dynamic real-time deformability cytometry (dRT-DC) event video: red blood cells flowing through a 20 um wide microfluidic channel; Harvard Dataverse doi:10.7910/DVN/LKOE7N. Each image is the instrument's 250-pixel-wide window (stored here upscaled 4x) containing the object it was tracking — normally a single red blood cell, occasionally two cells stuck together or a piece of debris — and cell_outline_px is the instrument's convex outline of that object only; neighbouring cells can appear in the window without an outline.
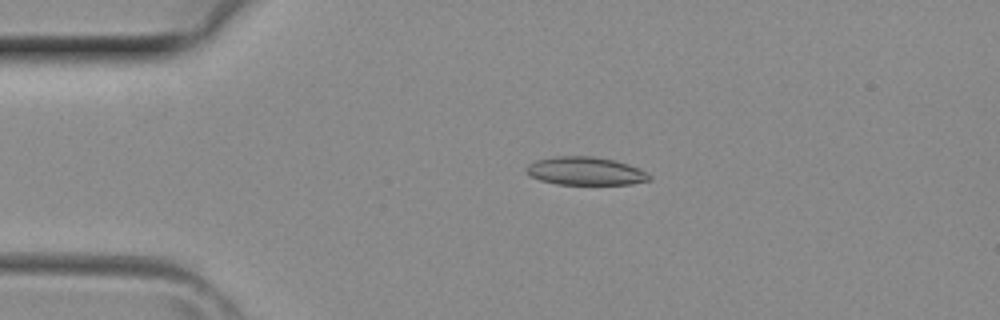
{"species": "common noctule bat (a hibernating species)", "species_latin": "Nyctalus noctula", "temperature_condition": "room temperature", "stored_images_in_passage": 2, "camera_frame_rate_fps": 3000, "um_per_image_px": 0.085, "animal": {"sex": "female", "body_mass_g": 29.2, "forearm_length_mm": 56.3}, "frame": {"image": 1, "passage_image": 1, "time_ms": 0.0, "image_size_px": [1000, 320], "cell_outline_px": [[652, 176], [648, 180], [632, 184], [556, 184], [540, 180], [528, 176], [524, 168], [528, 164], [536, 160], [556, 156], [592, 156], [612, 160], [628, 164]], "centroid_in_image_um": [49.68, 14.54], "position_along_channel_um": 35.3, "area_um2": 20.06}}